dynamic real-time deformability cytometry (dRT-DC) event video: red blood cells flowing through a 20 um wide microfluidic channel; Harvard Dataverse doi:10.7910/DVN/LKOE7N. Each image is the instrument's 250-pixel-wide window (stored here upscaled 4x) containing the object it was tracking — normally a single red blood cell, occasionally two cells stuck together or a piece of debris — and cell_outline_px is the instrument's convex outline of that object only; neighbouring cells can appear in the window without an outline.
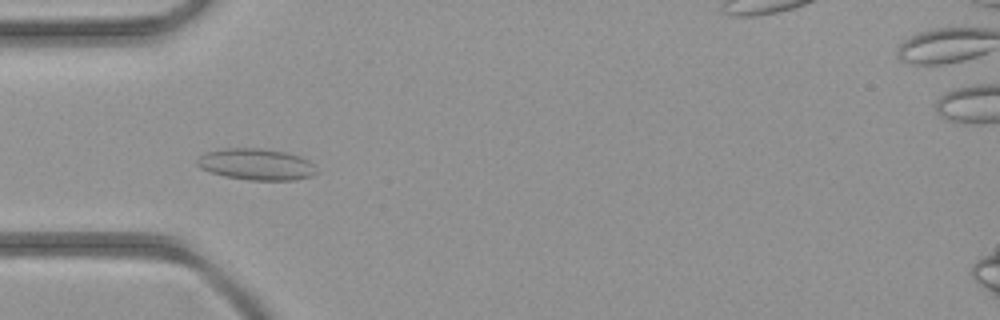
{"species": "common noctule bat (a hibernating species)", "species_latin": "Nyctalus noctula", "temperature_condition": "room temperature", "stored_images_in_passage": 30, "camera_frame_rate_fps": 3000, "um_per_image_px": 0.085, "animal": {"sex": "female", "body_mass_g": 21.9}, "frame": {"image": 1, "passage_image": 7, "time_ms": 2.0, "image_size_px": [1000, 320], "cell_outline_px": [[320, 172], [312, 176], [292, 180], [252, 180], [224, 176], [200, 168], [196, 164], [196, 160], [204, 152], [224, 148], [260, 148], [284, 152], [300, 156], [308, 160]], "centroid_in_image_um": [21.78, 13.96], "position_along_channel_um": 63.2, "area_um2": 21.91}}
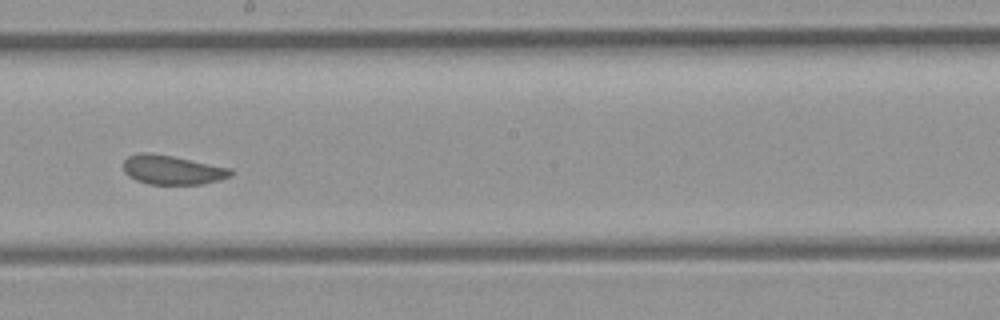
{"frame": {"image": 2, "passage_image": 18, "time_ms": 5.667, "image_size_px": [1000, 320], "cell_outline_px": [[232, 176], [220, 180], [204, 184], [148, 184], [136, 180], [128, 176], [124, 172], [124, 160], [128, 156], [140, 152], [148, 152], [172, 156], [232, 168]], "centroid_in_image_um": [14.65, 14.44], "position_along_channel_um": 233.6, "area_um2": 18.38}}
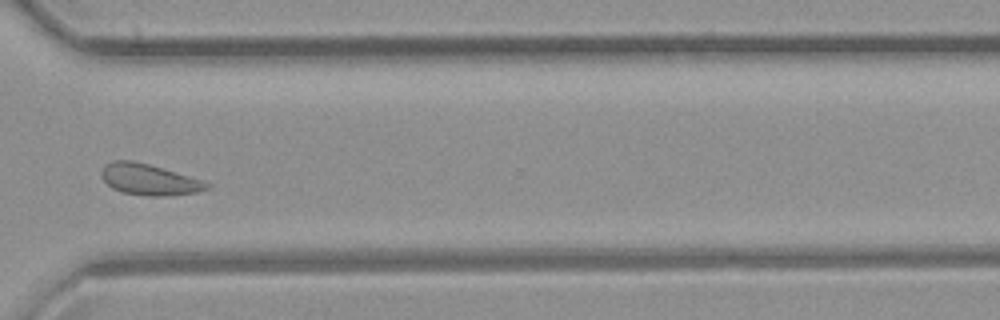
{"frame": {"image": 3, "passage_image": 26, "time_ms": 8.333, "image_size_px": [1000, 320], "cell_outline_px": [[212, 184], [208, 188], [196, 192], [168, 196], [148, 196], [124, 192], [112, 188], [104, 180], [100, 172], [104, 164], [112, 160], [132, 160], [148, 164], [188, 176]], "centroid_in_image_um": [12.63, 15.25], "position_along_channel_um": 358.0, "area_um2": 18.84}}